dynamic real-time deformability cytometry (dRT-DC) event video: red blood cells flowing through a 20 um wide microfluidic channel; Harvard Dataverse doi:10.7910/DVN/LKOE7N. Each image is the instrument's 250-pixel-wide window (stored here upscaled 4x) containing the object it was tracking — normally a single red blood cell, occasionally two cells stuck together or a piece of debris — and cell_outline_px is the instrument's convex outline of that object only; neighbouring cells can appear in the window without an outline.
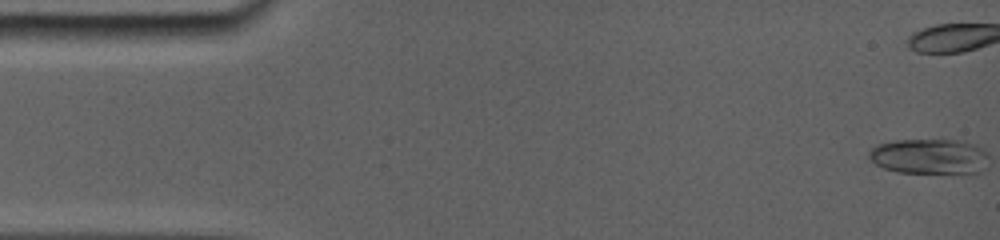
{"species": "common noctule bat (a hibernating species)", "species_latin": "Nyctalus noctula", "temperature_condition": "room temperature", "stored_images_in_passage": 35, "camera_frame_rate_fps": 5000, "um_per_image_px": 0.085, "animal": {"sex": "female", "body_mass_g": 19.0, "forearm_length_mm": 56.7}, "frame": {"image": 1, "passage_image": 1, "time_ms": 0.0, "image_size_px": [1000, 240], "cell_outline_px": [[972, 172], [900, 172], [876, 164], [872, 160], [872, 152], [876, 148], [884, 144], [904, 140], [944, 140], [952, 144]], "centroid_in_image_um": [78.2, 13.33], "position_along_channel_um": 6.8, "area_um2": 18.5}}
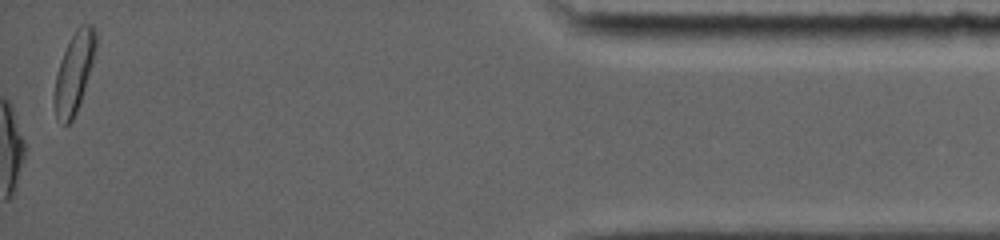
{"frame": {"image": 2, "passage_image": 35, "time_ms": 16.4, "image_size_px": [1000, 240], "cell_outline_px": [[96, 44], [92, 64], [76, 112], [72, 120], [68, 124], [64, 124], [56, 120], [52, 100], [56, 76], [60, 60], [76, 28], [80, 24], [92, 24], [96, 32]], "centroid_in_image_um": [6.27, 6.18], "position_along_channel_um": 428.9, "area_um2": 19.19}, "authors_computed_cell_mechanics": {"area_um2": 19.3052, "velocity_mm_per_s": 3.9119, "shape_relaxation_time_tau1_ms": 3.9625, "shape_relaxation_time_tau2_ms": 3.6342, "deformation_change_tau1": 0.1534, "deformation_change_tau2": 0.0872}}